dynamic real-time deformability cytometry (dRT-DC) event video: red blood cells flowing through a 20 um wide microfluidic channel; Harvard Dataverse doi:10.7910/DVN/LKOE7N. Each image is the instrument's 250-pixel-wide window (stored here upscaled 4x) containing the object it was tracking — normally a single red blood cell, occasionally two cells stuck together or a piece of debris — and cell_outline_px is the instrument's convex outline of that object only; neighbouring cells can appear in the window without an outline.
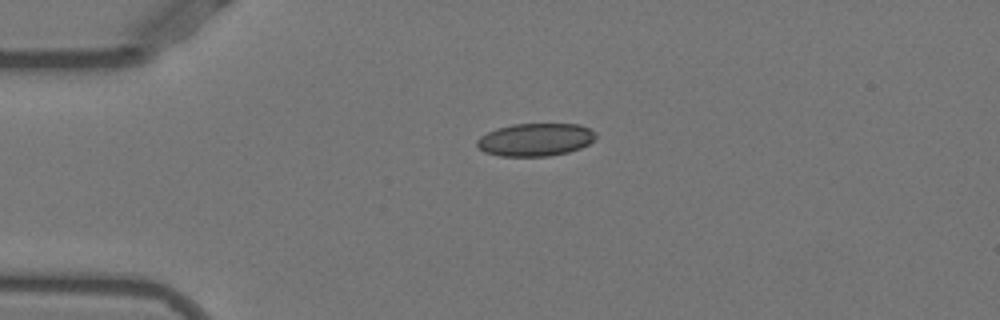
{"species": "Egyptian fruit bat (a non-hibernating species)", "species_latin": "Rousettus aegyptiacus", "temperature_condition": "warm", "stored_images_in_passage": 35, "camera_frame_rate_fps": 3000, "um_per_image_px": 0.085, "animal": {"sex": "female"}, "frame": {"image": 1, "passage_image": 1, "time_ms": 0.0, "image_size_px": [1000, 320], "cell_outline_px": [[596, 136], [588, 144], [580, 148], [568, 152], [548, 156], [500, 156], [484, 152], [476, 144], [476, 140], [480, 136], [496, 128], [512, 124], [580, 124], [596, 132]], "centroid_in_image_um": [45.49, 11.87], "position_along_channel_um": 39.5, "area_um2": 22.72}}
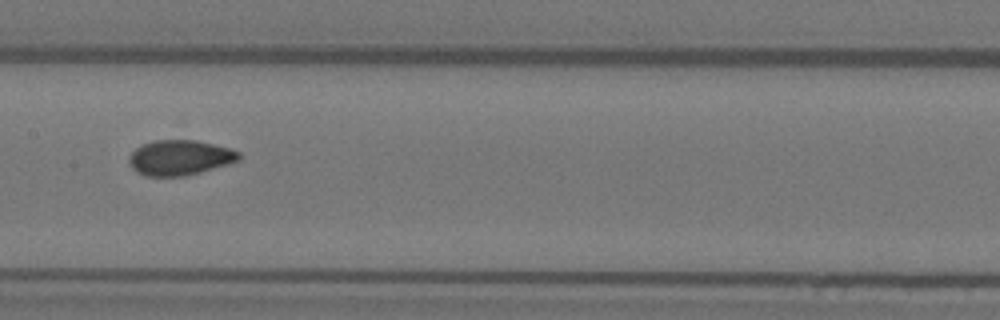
{"frame": {"image": 2, "passage_image": 15, "time_ms": 4.667, "image_size_px": [1000, 320], "cell_outline_px": [[240, 160], [228, 164], [200, 172], [184, 176], [144, 176], [136, 172], [132, 168], [128, 160], [128, 156], [136, 148], [144, 144], [156, 140], [196, 140], [228, 148], [240, 152]], "centroid_in_image_um": [15.26, 13.41], "position_along_channel_um": 192.1, "area_um2": 22.43}}
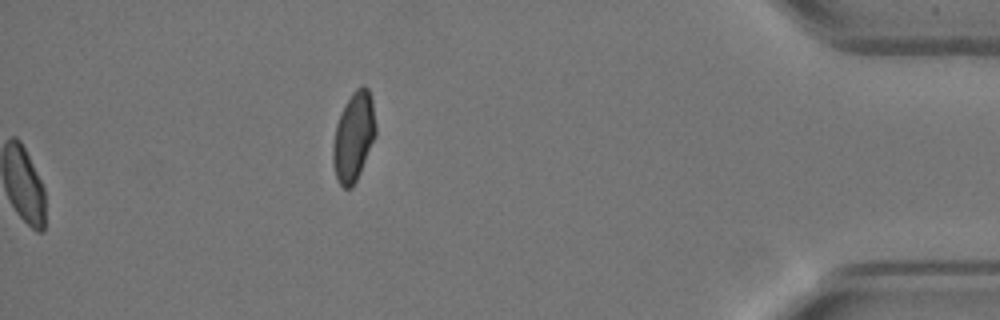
{"frame": {"image": 3, "passage_image": 35, "time_ms": 11.333, "image_size_px": [1000, 320], "cell_outline_px": [[376, 136], [360, 172], [352, 188], [344, 188], [340, 184], [336, 176], [332, 164], [332, 144], [336, 124], [340, 112], [344, 104], [352, 92], [356, 88], [364, 84], [368, 88], [372, 100], [376, 128]], "centroid_in_image_um": [30.04, 11.6], "position_along_channel_um": 405.2, "area_um2": 22.43}, "authors_computed_cell_mechanics": {"area_um2": 22.4842, "velocity_mm_per_s": 3.9, "shape_relaxation_time_tau1_ms": null, "shape_relaxation_time_tau2_ms": 1.0032, "deformation_change_tau1": null, "deformation_change_tau2": 0.0602}}